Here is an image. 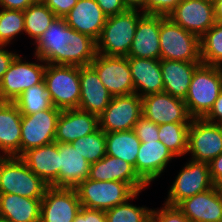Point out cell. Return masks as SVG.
<instances>
[{"mask_svg":"<svg viewBox=\"0 0 222 222\" xmlns=\"http://www.w3.org/2000/svg\"><path fill=\"white\" fill-rule=\"evenodd\" d=\"M34 56L46 64L89 66L97 55V42L56 17L37 39Z\"/></svg>","mask_w":222,"mask_h":222,"instance_id":"1","label":"cell"},{"mask_svg":"<svg viewBox=\"0 0 222 222\" xmlns=\"http://www.w3.org/2000/svg\"><path fill=\"white\" fill-rule=\"evenodd\" d=\"M222 92V67L201 63L192 76L184 99L192 118H204Z\"/></svg>","mask_w":222,"mask_h":222,"instance_id":"2","label":"cell"},{"mask_svg":"<svg viewBox=\"0 0 222 222\" xmlns=\"http://www.w3.org/2000/svg\"><path fill=\"white\" fill-rule=\"evenodd\" d=\"M48 187L20 157H0V194L42 199Z\"/></svg>","mask_w":222,"mask_h":222,"instance_id":"3","label":"cell"},{"mask_svg":"<svg viewBox=\"0 0 222 222\" xmlns=\"http://www.w3.org/2000/svg\"><path fill=\"white\" fill-rule=\"evenodd\" d=\"M144 13L127 10L124 13L109 16L103 26L97 42V53L106 56H128L139 18Z\"/></svg>","mask_w":222,"mask_h":222,"instance_id":"4","label":"cell"},{"mask_svg":"<svg viewBox=\"0 0 222 222\" xmlns=\"http://www.w3.org/2000/svg\"><path fill=\"white\" fill-rule=\"evenodd\" d=\"M160 59L201 62L200 38L165 17L159 32Z\"/></svg>","mask_w":222,"mask_h":222,"instance_id":"5","label":"cell"},{"mask_svg":"<svg viewBox=\"0 0 222 222\" xmlns=\"http://www.w3.org/2000/svg\"><path fill=\"white\" fill-rule=\"evenodd\" d=\"M44 82L55 108L78 109L81 94L79 66L46 64Z\"/></svg>","mask_w":222,"mask_h":222,"instance_id":"6","label":"cell"},{"mask_svg":"<svg viewBox=\"0 0 222 222\" xmlns=\"http://www.w3.org/2000/svg\"><path fill=\"white\" fill-rule=\"evenodd\" d=\"M81 206L88 209L106 211L126 202L136 191L119 181H95L85 179L76 188Z\"/></svg>","mask_w":222,"mask_h":222,"instance_id":"7","label":"cell"},{"mask_svg":"<svg viewBox=\"0 0 222 222\" xmlns=\"http://www.w3.org/2000/svg\"><path fill=\"white\" fill-rule=\"evenodd\" d=\"M17 55L0 82V102H14L26 89L44 81L46 63L24 61Z\"/></svg>","mask_w":222,"mask_h":222,"instance_id":"8","label":"cell"},{"mask_svg":"<svg viewBox=\"0 0 222 222\" xmlns=\"http://www.w3.org/2000/svg\"><path fill=\"white\" fill-rule=\"evenodd\" d=\"M212 187L209 164L189 160L175 177L164 203L177 206L181 201Z\"/></svg>","mask_w":222,"mask_h":222,"instance_id":"9","label":"cell"},{"mask_svg":"<svg viewBox=\"0 0 222 222\" xmlns=\"http://www.w3.org/2000/svg\"><path fill=\"white\" fill-rule=\"evenodd\" d=\"M61 110L55 108L22 115L20 156L27 150L55 142L57 121Z\"/></svg>","mask_w":222,"mask_h":222,"instance_id":"10","label":"cell"},{"mask_svg":"<svg viewBox=\"0 0 222 222\" xmlns=\"http://www.w3.org/2000/svg\"><path fill=\"white\" fill-rule=\"evenodd\" d=\"M142 116V98L136 93L114 96L99 115V128L107 132L133 130Z\"/></svg>","mask_w":222,"mask_h":222,"instance_id":"11","label":"cell"},{"mask_svg":"<svg viewBox=\"0 0 222 222\" xmlns=\"http://www.w3.org/2000/svg\"><path fill=\"white\" fill-rule=\"evenodd\" d=\"M90 66L113 97L135 93L127 57L97 53Z\"/></svg>","mask_w":222,"mask_h":222,"instance_id":"12","label":"cell"},{"mask_svg":"<svg viewBox=\"0 0 222 222\" xmlns=\"http://www.w3.org/2000/svg\"><path fill=\"white\" fill-rule=\"evenodd\" d=\"M191 160L209 163L222 153V132L216 123L193 118L188 129L187 153Z\"/></svg>","mask_w":222,"mask_h":222,"instance_id":"13","label":"cell"},{"mask_svg":"<svg viewBox=\"0 0 222 222\" xmlns=\"http://www.w3.org/2000/svg\"><path fill=\"white\" fill-rule=\"evenodd\" d=\"M81 207L75 188L49 186L41 200L40 222H73Z\"/></svg>","mask_w":222,"mask_h":222,"instance_id":"14","label":"cell"},{"mask_svg":"<svg viewBox=\"0 0 222 222\" xmlns=\"http://www.w3.org/2000/svg\"><path fill=\"white\" fill-rule=\"evenodd\" d=\"M142 115L157 125L191 123L193 119L184 99L174 97L164 91L142 97Z\"/></svg>","mask_w":222,"mask_h":222,"instance_id":"15","label":"cell"},{"mask_svg":"<svg viewBox=\"0 0 222 222\" xmlns=\"http://www.w3.org/2000/svg\"><path fill=\"white\" fill-rule=\"evenodd\" d=\"M167 17L199 38L216 23L214 4L201 0H182Z\"/></svg>","mask_w":222,"mask_h":222,"instance_id":"16","label":"cell"},{"mask_svg":"<svg viewBox=\"0 0 222 222\" xmlns=\"http://www.w3.org/2000/svg\"><path fill=\"white\" fill-rule=\"evenodd\" d=\"M165 15L143 14L138 21L128 56L160 60L159 32Z\"/></svg>","mask_w":222,"mask_h":222,"instance_id":"17","label":"cell"},{"mask_svg":"<svg viewBox=\"0 0 222 222\" xmlns=\"http://www.w3.org/2000/svg\"><path fill=\"white\" fill-rule=\"evenodd\" d=\"M177 207L190 222H222L221 189L213 186L181 201Z\"/></svg>","mask_w":222,"mask_h":222,"instance_id":"18","label":"cell"},{"mask_svg":"<svg viewBox=\"0 0 222 222\" xmlns=\"http://www.w3.org/2000/svg\"><path fill=\"white\" fill-rule=\"evenodd\" d=\"M172 152L160 141L141 142L135 171L138 176L149 186L152 181L165 172L169 161L174 159Z\"/></svg>","mask_w":222,"mask_h":222,"instance_id":"19","label":"cell"},{"mask_svg":"<svg viewBox=\"0 0 222 222\" xmlns=\"http://www.w3.org/2000/svg\"><path fill=\"white\" fill-rule=\"evenodd\" d=\"M89 179L95 181H119L128 183L136 192L149 187L128 162L113 156L105 155L90 166Z\"/></svg>","mask_w":222,"mask_h":222,"instance_id":"20","label":"cell"},{"mask_svg":"<svg viewBox=\"0 0 222 222\" xmlns=\"http://www.w3.org/2000/svg\"><path fill=\"white\" fill-rule=\"evenodd\" d=\"M80 99L78 109L100 115L112 100V95L89 65L79 67Z\"/></svg>","mask_w":222,"mask_h":222,"instance_id":"21","label":"cell"},{"mask_svg":"<svg viewBox=\"0 0 222 222\" xmlns=\"http://www.w3.org/2000/svg\"><path fill=\"white\" fill-rule=\"evenodd\" d=\"M20 159L49 186L59 187V143L29 149Z\"/></svg>","mask_w":222,"mask_h":222,"instance_id":"22","label":"cell"},{"mask_svg":"<svg viewBox=\"0 0 222 222\" xmlns=\"http://www.w3.org/2000/svg\"><path fill=\"white\" fill-rule=\"evenodd\" d=\"M98 128V115L79 109L61 110L57 121L55 142L71 143L95 132Z\"/></svg>","mask_w":222,"mask_h":222,"instance_id":"23","label":"cell"},{"mask_svg":"<svg viewBox=\"0 0 222 222\" xmlns=\"http://www.w3.org/2000/svg\"><path fill=\"white\" fill-rule=\"evenodd\" d=\"M69 27L98 40L107 16L95 0H78L76 5L64 17Z\"/></svg>","mask_w":222,"mask_h":222,"instance_id":"24","label":"cell"},{"mask_svg":"<svg viewBox=\"0 0 222 222\" xmlns=\"http://www.w3.org/2000/svg\"><path fill=\"white\" fill-rule=\"evenodd\" d=\"M21 120L13 102H0V157H20Z\"/></svg>","mask_w":222,"mask_h":222,"instance_id":"25","label":"cell"},{"mask_svg":"<svg viewBox=\"0 0 222 222\" xmlns=\"http://www.w3.org/2000/svg\"><path fill=\"white\" fill-rule=\"evenodd\" d=\"M131 70L134 90L141 98L163 92L160 60L127 57Z\"/></svg>","mask_w":222,"mask_h":222,"instance_id":"26","label":"cell"},{"mask_svg":"<svg viewBox=\"0 0 222 222\" xmlns=\"http://www.w3.org/2000/svg\"><path fill=\"white\" fill-rule=\"evenodd\" d=\"M59 187L76 188L89 177L91 164L71 143H59Z\"/></svg>","mask_w":222,"mask_h":222,"instance_id":"27","label":"cell"},{"mask_svg":"<svg viewBox=\"0 0 222 222\" xmlns=\"http://www.w3.org/2000/svg\"><path fill=\"white\" fill-rule=\"evenodd\" d=\"M201 63L160 59L163 91L174 97L185 99L195 69Z\"/></svg>","mask_w":222,"mask_h":222,"instance_id":"28","label":"cell"},{"mask_svg":"<svg viewBox=\"0 0 222 222\" xmlns=\"http://www.w3.org/2000/svg\"><path fill=\"white\" fill-rule=\"evenodd\" d=\"M41 200L17 194H0V220L40 222Z\"/></svg>","mask_w":222,"mask_h":222,"instance_id":"29","label":"cell"},{"mask_svg":"<svg viewBox=\"0 0 222 222\" xmlns=\"http://www.w3.org/2000/svg\"><path fill=\"white\" fill-rule=\"evenodd\" d=\"M106 155L120 158L135 169L137 154L141 145L134 130L105 133Z\"/></svg>","mask_w":222,"mask_h":222,"instance_id":"30","label":"cell"},{"mask_svg":"<svg viewBox=\"0 0 222 222\" xmlns=\"http://www.w3.org/2000/svg\"><path fill=\"white\" fill-rule=\"evenodd\" d=\"M13 103L22 115H31L53 107L51 93L44 81L26 89Z\"/></svg>","mask_w":222,"mask_h":222,"instance_id":"31","label":"cell"},{"mask_svg":"<svg viewBox=\"0 0 222 222\" xmlns=\"http://www.w3.org/2000/svg\"><path fill=\"white\" fill-rule=\"evenodd\" d=\"M23 13L25 33L34 40V43L56 18L43 2L33 3Z\"/></svg>","mask_w":222,"mask_h":222,"instance_id":"32","label":"cell"},{"mask_svg":"<svg viewBox=\"0 0 222 222\" xmlns=\"http://www.w3.org/2000/svg\"><path fill=\"white\" fill-rule=\"evenodd\" d=\"M190 123H167L158 125L159 140L175 157L187 154L188 129Z\"/></svg>","mask_w":222,"mask_h":222,"instance_id":"33","label":"cell"},{"mask_svg":"<svg viewBox=\"0 0 222 222\" xmlns=\"http://www.w3.org/2000/svg\"><path fill=\"white\" fill-rule=\"evenodd\" d=\"M200 54L203 64L222 67V23L216 22L200 38Z\"/></svg>","mask_w":222,"mask_h":222,"instance_id":"34","label":"cell"},{"mask_svg":"<svg viewBox=\"0 0 222 222\" xmlns=\"http://www.w3.org/2000/svg\"><path fill=\"white\" fill-rule=\"evenodd\" d=\"M140 191L136 192L126 202L116 205L105 212L107 222H146L150 216L151 209L146 206H136L131 203L139 196Z\"/></svg>","mask_w":222,"mask_h":222,"instance_id":"35","label":"cell"},{"mask_svg":"<svg viewBox=\"0 0 222 222\" xmlns=\"http://www.w3.org/2000/svg\"><path fill=\"white\" fill-rule=\"evenodd\" d=\"M71 144L90 164L101 160L106 155L105 132L100 128L76 139Z\"/></svg>","mask_w":222,"mask_h":222,"instance_id":"36","label":"cell"},{"mask_svg":"<svg viewBox=\"0 0 222 222\" xmlns=\"http://www.w3.org/2000/svg\"><path fill=\"white\" fill-rule=\"evenodd\" d=\"M23 32H25L23 11L0 8V45L7 46Z\"/></svg>","mask_w":222,"mask_h":222,"instance_id":"37","label":"cell"},{"mask_svg":"<svg viewBox=\"0 0 222 222\" xmlns=\"http://www.w3.org/2000/svg\"><path fill=\"white\" fill-rule=\"evenodd\" d=\"M149 218L153 222H190L177 206L163 205L157 210L151 208Z\"/></svg>","mask_w":222,"mask_h":222,"instance_id":"38","label":"cell"},{"mask_svg":"<svg viewBox=\"0 0 222 222\" xmlns=\"http://www.w3.org/2000/svg\"><path fill=\"white\" fill-rule=\"evenodd\" d=\"M134 132L140 142L147 141H158V125L147 118H145L143 115L139 118L137 123L134 126Z\"/></svg>","mask_w":222,"mask_h":222,"instance_id":"39","label":"cell"},{"mask_svg":"<svg viewBox=\"0 0 222 222\" xmlns=\"http://www.w3.org/2000/svg\"><path fill=\"white\" fill-rule=\"evenodd\" d=\"M181 1L182 0H146V14L168 16Z\"/></svg>","mask_w":222,"mask_h":222,"instance_id":"40","label":"cell"},{"mask_svg":"<svg viewBox=\"0 0 222 222\" xmlns=\"http://www.w3.org/2000/svg\"><path fill=\"white\" fill-rule=\"evenodd\" d=\"M78 0H44L43 3L55 14L56 17L64 18L76 5Z\"/></svg>","mask_w":222,"mask_h":222,"instance_id":"41","label":"cell"},{"mask_svg":"<svg viewBox=\"0 0 222 222\" xmlns=\"http://www.w3.org/2000/svg\"><path fill=\"white\" fill-rule=\"evenodd\" d=\"M73 222H107V220L103 210L81 207Z\"/></svg>","mask_w":222,"mask_h":222,"instance_id":"42","label":"cell"},{"mask_svg":"<svg viewBox=\"0 0 222 222\" xmlns=\"http://www.w3.org/2000/svg\"><path fill=\"white\" fill-rule=\"evenodd\" d=\"M103 13L109 17L124 13L127 11L123 0H95Z\"/></svg>","mask_w":222,"mask_h":222,"instance_id":"43","label":"cell"},{"mask_svg":"<svg viewBox=\"0 0 222 222\" xmlns=\"http://www.w3.org/2000/svg\"><path fill=\"white\" fill-rule=\"evenodd\" d=\"M210 177L213 182V186L222 188V153L219 154L209 163Z\"/></svg>","mask_w":222,"mask_h":222,"instance_id":"44","label":"cell"},{"mask_svg":"<svg viewBox=\"0 0 222 222\" xmlns=\"http://www.w3.org/2000/svg\"><path fill=\"white\" fill-rule=\"evenodd\" d=\"M4 47L6 48V45H0V82L12 61L18 55L13 51L9 52Z\"/></svg>","mask_w":222,"mask_h":222,"instance_id":"45","label":"cell"},{"mask_svg":"<svg viewBox=\"0 0 222 222\" xmlns=\"http://www.w3.org/2000/svg\"><path fill=\"white\" fill-rule=\"evenodd\" d=\"M35 0H0V8L25 11Z\"/></svg>","mask_w":222,"mask_h":222,"instance_id":"46","label":"cell"},{"mask_svg":"<svg viewBox=\"0 0 222 222\" xmlns=\"http://www.w3.org/2000/svg\"><path fill=\"white\" fill-rule=\"evenodd\" d=\"M204 119L211 123H217L218 121L222 120V92L219 94L212 109L204 117Z\"/></svg>","mask_w":222,"mask_h":222,"instance_id":"47","label":"cell"},{"mask_svg":"<svg viewBox=\"0 0 222 222\" xmlns=\"http://www.w3.org/2000/svg\"><path fill=\"white\" fill-rule=\"evenodd\" d=\"M127 10H138L146 14V0H123Z\"/></svg>","mask_w":222,"mask_h":222,"instance_id":"48","label":"cell"},{"mask_svg":"<svg viewBox=\"0 0 222 222\" xmlns=\"http://www.w3.org/2000/svg\"><path fill=\"white\" fill-rule=\"evenodd\" d=\"M213 4H214L215 20L216 22L222 23V0H215Z\"/></svg>","mask_w":222,"mask_h":222,"instance_id":"49","label":"cell"},{"mask_svg":"<svg viewBox=\"0 0 222 222\" xmlns=\"http://www.w3.org/2000/svg\"><path fill=\"white\" fill-rule=\"evenodd\" d=\"M216 124L219 127L220 131L222 132V120L218 121Z\"/></svg>","mask_w":222,"mask_h":222,"instance_id":"50","label":"cell"},{"mask_svg":"<svg viewBox=\"0 0 222 222\" xmlns=\"http://www.w3.org/2000/svg\"><path fill=\"white\" fill-rule=\"evenodd\" d=\"M201 1L209 2V3H214L215 0H201Z\"/></svg>","mask_w":222,"mask_h":222,"instance_id":"51","label":"cell"},{"mask_svg":"<svg viewBox=\"0 0 222 222\" xmlns=\"http://www.w3.org/2000/svg\"><path fill=\"white\" fill-rule=\"evenodd\" d=\"M146 222H153V221L150 218H148Z\"/></svg>","mask_w":222,"mask_h":222,"instance_id":"52","label":"cell"},{"mask_svg":"<svg viewBox=\"0 0 222 222\" xmlns=\"http://www.w3.org/2000/svg\"><path fill=\"white\" fill-rule=\"evenodd\" d=\"M44 0H35V2H43Z\"/></svg>","mask_w":222,"mask_h":222,"instance_id":"53","label":"cell"}]
</instances>
